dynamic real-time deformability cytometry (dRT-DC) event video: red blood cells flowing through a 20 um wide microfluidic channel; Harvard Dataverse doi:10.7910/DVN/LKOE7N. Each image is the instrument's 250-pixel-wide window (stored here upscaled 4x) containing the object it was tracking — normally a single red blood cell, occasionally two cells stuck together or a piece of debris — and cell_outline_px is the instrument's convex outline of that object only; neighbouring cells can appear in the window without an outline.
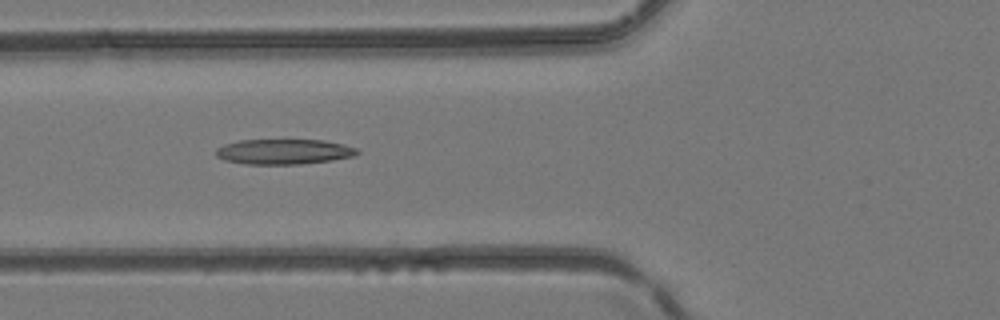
{"species": "common noctule bat (a hibernating species)", "species_latin": "Nyctalus noctula", "temperature_condition": "room temperature", "stored_images_in_passage": 35, "camera_frame_rate_fps": 3000, "um_per_image_px": 0.085, "animal": {"sex": "female", "body_mass_g": 24.6, "forearm_length_mm": 56.2}, "frame": {"image": 1, "passage_image": 10, "time_ms": 3.0, "image_size_px": [1000, 320], "cell_outline_px": [[360, 152], [352, 156], [332, 160], [300, 164], [244, 164], [224, 160], [216, 156], [216, 148], [224, 144], [240, 140], [324, 140], [344, 144], [356, 148]], "centroid_in_image_um": [24.1, 12.89], "position_along_channel_um": 101.7, "area_um2": 20.75}}
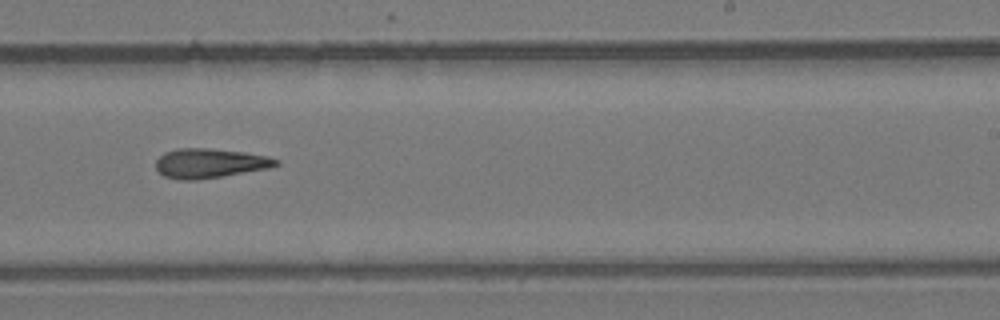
{"frame": {"image": 2, "passage_image": 20, "time_ms": 6.333, "image_size_px": [1000, 320], "cell_outline_px": [[280, 164], [268, 168], [196, 180], [176, 180], [164, 176], [156, 168], [156, 160], [164, 152], [176, 148], [208, 148], [244, 152], [268, 156], [280, 160]], "centroid_in_image_um": [17.81, 13.87], "position_along_channel_um": 271.2, "area_um2": 20.63}}
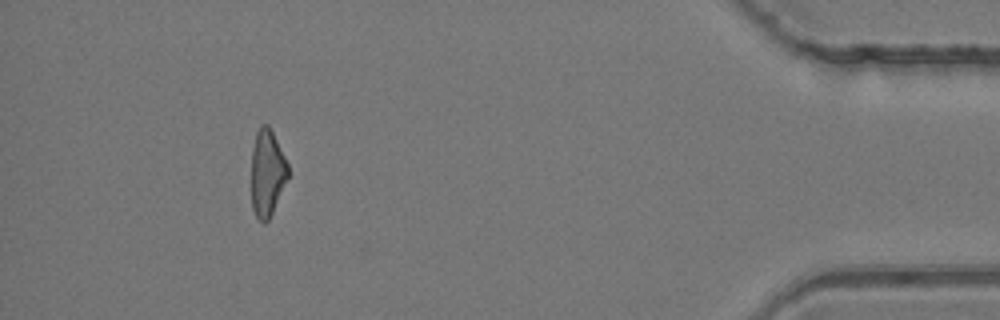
{"frame": {"image": 3, "passage_image": 32, "time_ms": 10.333, "image_size_px": [1000, 320], "cell_outline_px": [[288, 176], [272, 212], [268, 220], [264, 224], [256, 216], [252, 208], [252, 148], [256, 132], [260, 124], [268, 124], [288, 164]], "centroid_in_image_um": [22.69, 14.68], "position_along_channel_um": 412.5, "area_um2": 18.21}}